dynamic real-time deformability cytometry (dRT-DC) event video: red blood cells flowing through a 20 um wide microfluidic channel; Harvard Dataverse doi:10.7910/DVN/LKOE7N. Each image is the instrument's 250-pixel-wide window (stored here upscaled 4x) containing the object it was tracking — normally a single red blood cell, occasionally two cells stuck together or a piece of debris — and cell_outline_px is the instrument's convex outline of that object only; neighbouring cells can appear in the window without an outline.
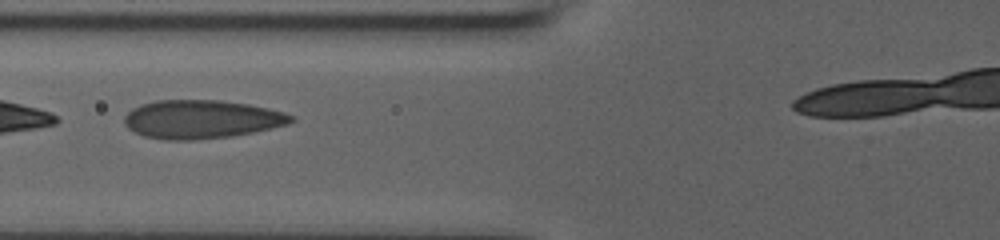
{"species": "human", "species_latin": "Homo sapiens", "temperature_condition": "room temperature", "stored_images_in_passage": 36, "camera_frame_rate_fps": 3000, "um_per_image_px": 0.085, "donor": {"sex": "male"}, "frame": {"image": 1, "passage_image": 11, "time_ms": 3.333, "image_size_px": [1000, 240], "cell_outline_px": [[296, 120], [288, 124], [252, 132], [232, 136], [192, 140], [168, 140], [144, 136], [128, 128], [124, 124], [124, 116], [132, 108], [156, 100], [220, 100], [248, 104], [268, 108], [284, 112], [292, 116]], "centroid_in_image_um": [17.12, 10.13], "position_along_channel_um": 108.7, "area_um2": 37.28}}
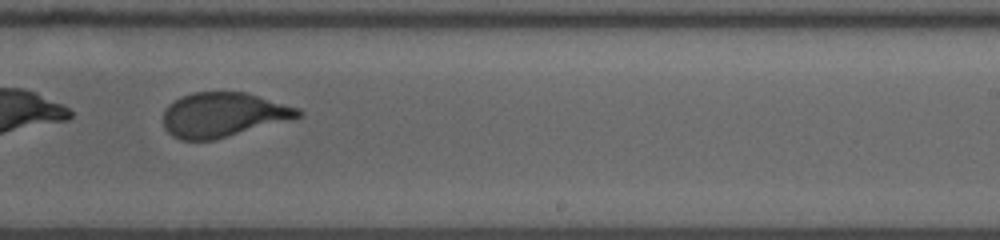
{"frame": {"image": 2, "passage_image": 22, "time_ms": 7.0, "image_size_px": [1000, 240], "cell_outline_px": [[304, 116], [212, 140], [180, 140], [172, 136], [164, 128], [164, 108], [168, 104], [180, 96], [192, 92], [244, 92], [300, 108], [304, 112]], "centroid_in_image_um": [18.95, 9.75], "position_along_channel_um": 270.0, "area_um2": 34.97}}
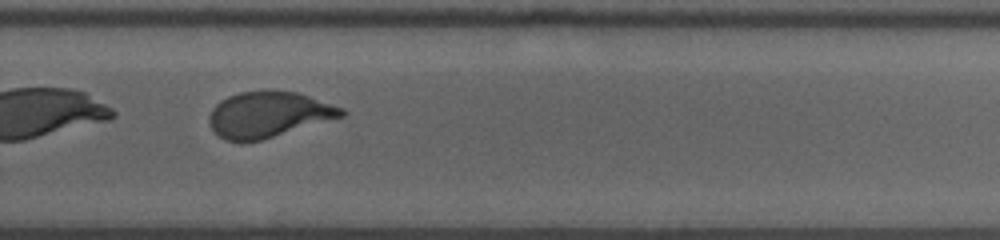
{"frame": {"image": 3, "passage_image": 25, "time_ms": 8.0, "image_size_px": [1000, 240], "cell_outline_px": [[348, 112], [344, 116], [260, 140], [240, 144], [224, 140], [212, 128], [208, 120], [208, 116], [212, 108], [220, 100], [228, 96], [240, 92], [300, 92], [344, 108]], "centroid_in_image_um": [22.81, 9.76], "position_along_channel_um": 307.0, "area_um2": 35.2}}